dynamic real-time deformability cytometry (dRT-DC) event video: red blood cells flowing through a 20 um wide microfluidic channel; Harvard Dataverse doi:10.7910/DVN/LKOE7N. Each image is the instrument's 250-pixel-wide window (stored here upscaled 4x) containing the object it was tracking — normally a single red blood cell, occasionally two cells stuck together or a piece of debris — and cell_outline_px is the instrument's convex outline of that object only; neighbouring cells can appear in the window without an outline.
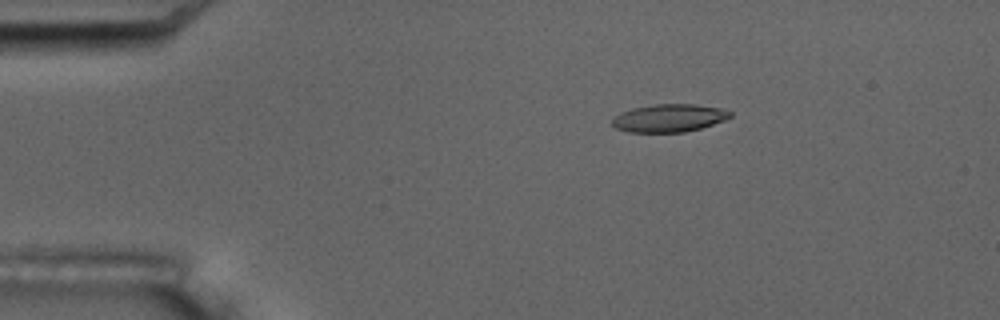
{"species": "common noctule bat (a hibernating species)", "species_latin": "Nyctalus noctula", "temperature_condition": "room temperature", "stored_images_in_passage": 5, "camera_frame_rate_fps": 3000, "um_per_image_px": 0.085, "animal": {"sex": "male", "body_mass_g": 17.5, "forearm_length_mm": 52.3}, "frame": {"image": 1, "passage_image": 3, "time_ms": 2.667, "image_size_px": [1000, 320], "cell_outline_px": [[732, 116], [724, 120], [700, 128], [684, 132], [628, 132], [616, 128], [612, 124], [612, 120], [616, 116], [632, 108], [656, 104], [696, 104], [720, 108], [732, 112]], "centroid_in_image_um": [56.89, 10.03], "position_along_channel_um": 28.1, "area_um2": 18.96}}